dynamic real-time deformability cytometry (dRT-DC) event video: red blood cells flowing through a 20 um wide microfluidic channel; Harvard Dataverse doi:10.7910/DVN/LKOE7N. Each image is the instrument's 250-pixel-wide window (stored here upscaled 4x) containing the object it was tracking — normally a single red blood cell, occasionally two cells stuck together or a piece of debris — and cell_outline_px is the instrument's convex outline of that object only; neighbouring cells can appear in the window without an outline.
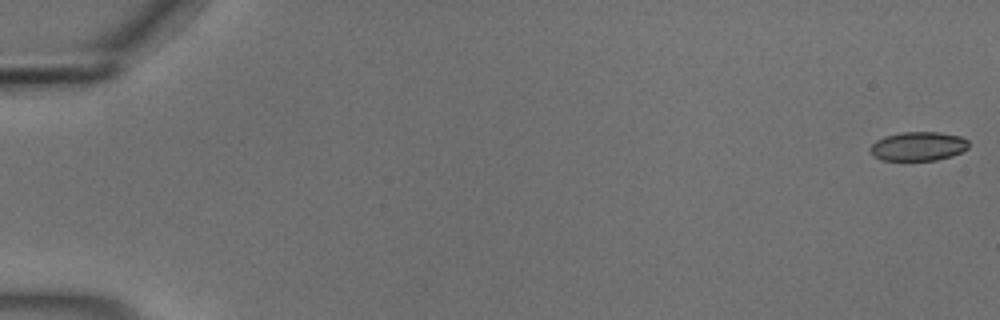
{"species": "common noctule bat (a hibernating species)", "species_latin": "Nyctalus noctula", "temperature_condition": "cold", "stored_images_in_passage": 56, "camera_frame_rate_fps": 3000, "um_per_image_px": 0.085, "animal": {"sex": "male", "body_mass_g": 18.8}, "frame": {"image": 1, "passage_image": 1, "time_ms": 0.0, "image_size_px": [1000, 320], "cell_outline_px": [[968, 148], [952, 156], [936, 160], [880, 160], [872, 156], [868, 148], [876, 140], [884, 136], [900, 132], [940, 132], [960, 136], [968, 140]], "centroid_in_image_um": [78.01, 12.43], "position_along_channel_um": 7.0, "area_um2": 16.82}}
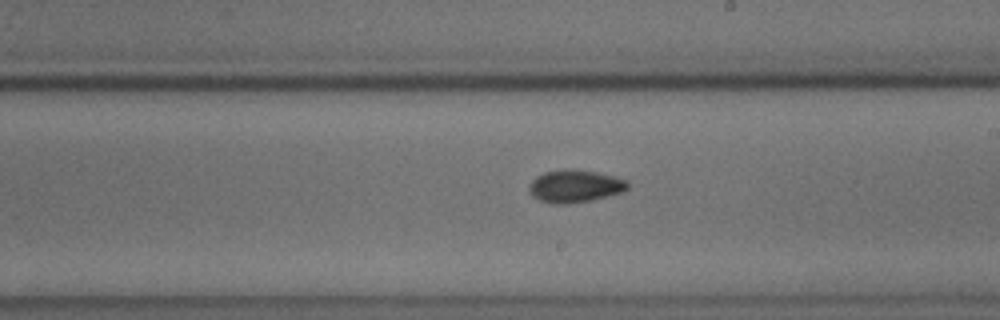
{"frame": {"image": 2, "passage_image": 33, "time_ms": 10.667, "image_size_px": [1000, 320], "cell_outline_px": [[628, 188], [624, 192], [592, 200], [564, 204], [552, 204], [540, 200], [532, 196], [528, 188], [532, 180], [536, 176], [544, 172], [572, 168], [596, 172], [628, 180]], "centroid_in_image_um": [48.87, 15.82], "position_along_channel_um": 240.1, "area_um2": 18.79}}
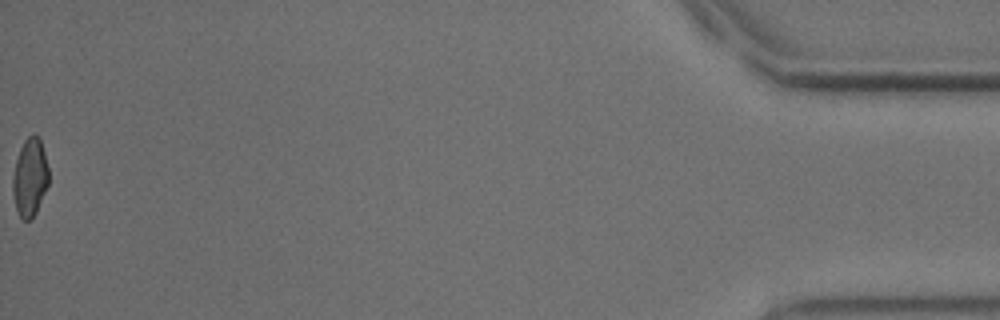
{"frame": {"image": 3, "passage_image": 56, "time_ms": 18.333, "image_size_px": [1000, 320], "cell_outline_px": [[48, 184], [36, 212], [28, 220], [24, 220], [20, 216], [16, 208], [12, 192], [12, 176], [16, 160], [20, 148], [24, 140], [28, 136], [40, 136], [48, 168]], "centroid_in_image_um": [2.53, 15.06], "position_along_channel_um": 432.7, "area_um2": 16.18}, "authors_computed_cell_mechanics": {"area_um2": 17.4845, "velocity_mm_per_s": 3.6972, "shape_relaxation_time_tau1_ms": 3.4758, "shape_relaxation_time_tau2_ms": 3.7627, "deformation_change_tau1": 0.0751, "deformation_change_tau2": 0.0799}}